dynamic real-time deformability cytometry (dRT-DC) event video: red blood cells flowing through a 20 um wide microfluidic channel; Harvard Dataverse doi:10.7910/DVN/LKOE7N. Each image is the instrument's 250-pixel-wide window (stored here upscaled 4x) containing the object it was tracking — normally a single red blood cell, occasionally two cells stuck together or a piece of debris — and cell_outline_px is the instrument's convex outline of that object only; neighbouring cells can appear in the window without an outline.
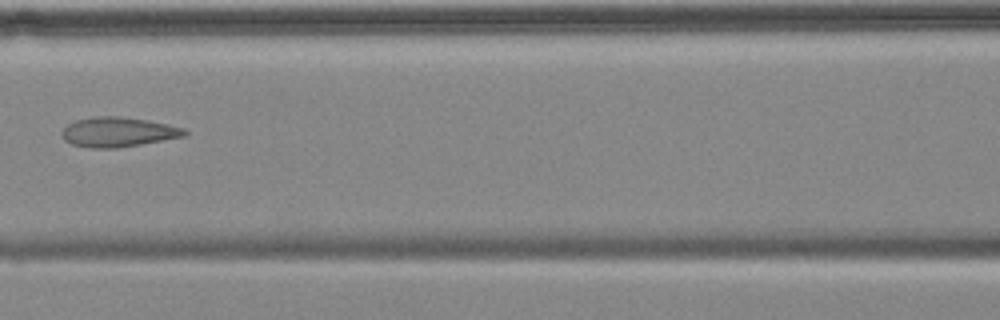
{"species": "common noctule bat (a hibernating species)", "species_latin": "Nyctalus noctula", "temperature_condition": "cold", "stored_images_in_passage": 8, "camera_frame_rate_fps": 3000, "um_per_image_px": 0.085, "animal": {"sex": "female", "body_mass_g": 18.4}, "frame": {"image": 1, "passage_image": 7, "time_ms": 7.0, "image_size_px": [1000, 320], "cell_outline_px": [[188, 132], [184, 136], [120, 148], [88, 148], [72, 144], [64, 140], [60, 132], [68, 124], [76, 120], [96, 116], [120, 116], [148, 120], [168, 124], [184, 128]], "centroid_in_image_um": [10.02, 11.22], "position_along_channel_um": 156.6, "area_um2": 21.33}}
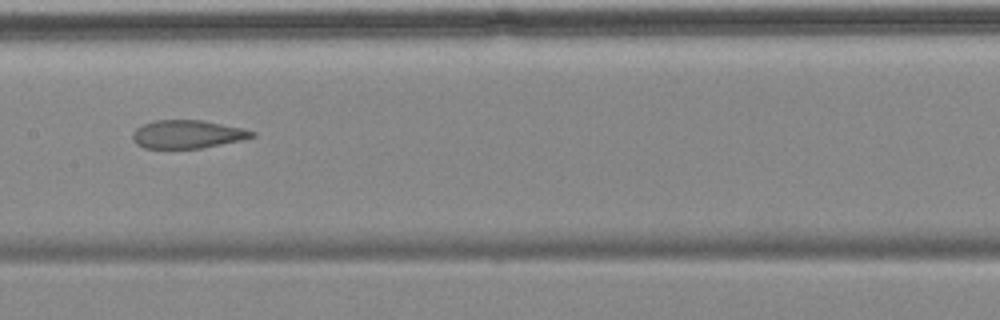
{"frame": {"image": 2, "passage_image": 8, "time_ms": 8.0, "image_size_px": [1000, 320], "cell_outline_px": [[256, 136], [240, 140], [204, 148], [144, 148], [136, 144], [132, 140], [132, 136], [136, 128], [144, 124], [156, 120], [204, 120], [244, 128], [256, 132]], "centroid_in_image_um": [15.95, 11.41], "position_along_channel_um": 191.4, "area_um2": 19.71}}